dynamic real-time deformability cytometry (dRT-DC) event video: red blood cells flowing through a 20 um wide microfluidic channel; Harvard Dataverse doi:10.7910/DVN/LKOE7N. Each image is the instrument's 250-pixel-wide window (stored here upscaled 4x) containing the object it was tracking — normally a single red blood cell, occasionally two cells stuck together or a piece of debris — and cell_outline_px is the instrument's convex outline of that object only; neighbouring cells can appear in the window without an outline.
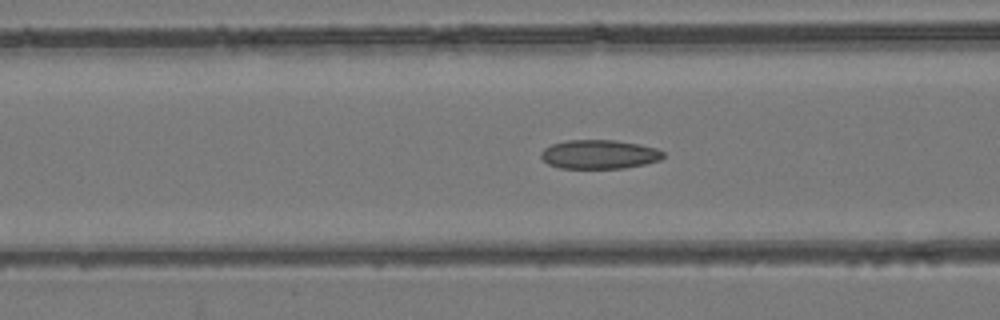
{"species": "common noctule bat (a hibernating species)", "species_latin": "Nyctalus noctula", "temperature_condition": "room temperature", "stored_images_in_passage": 54, "camera_frame_rate_fps": 3000, "um_per_image_px": 0.085, "animal": {"sex": "female", "body_mass_g": 24.6, "forearm_length_mm": 56.2}, "frame": {"image": 1, "passage_image": 22, "time_ms": 7.0, "image_size_px": [1000, 320], "cell_outline_px": [[664, 156], [660, 160], [644, 164], [624, 168], [560, 168], [548, 164], [540, 156], [540, 152], [544, 148], [552, 144], [568, 140], [612, 140], [640, 144], [656, 148], [664, 152]], "centroid_in_image_um": [50.93, 13.12], "position_along_channel_um": 115.7, "area_um2": 20.63}}
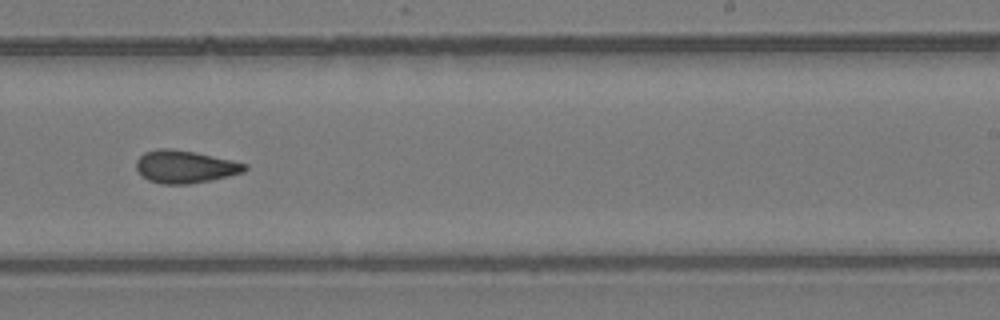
{"frame": {"image": 2, "passage_image": 34, "time_ms": 11.0, "image_size_px": [1000, 320], "cell_outline_px": [[248, 168], [244, 172], [212, 180], [188, 184], [160, 184], [148, 180], [140, 176], [136, 168], [136, 160], [144, 152], [160, 148], [168, 148], [192, 152], [248, 164]], "centroid_in_image_um": [15.68, 14.19], "position_along_channel_um": 273.3, "area_um2": 20.58}}
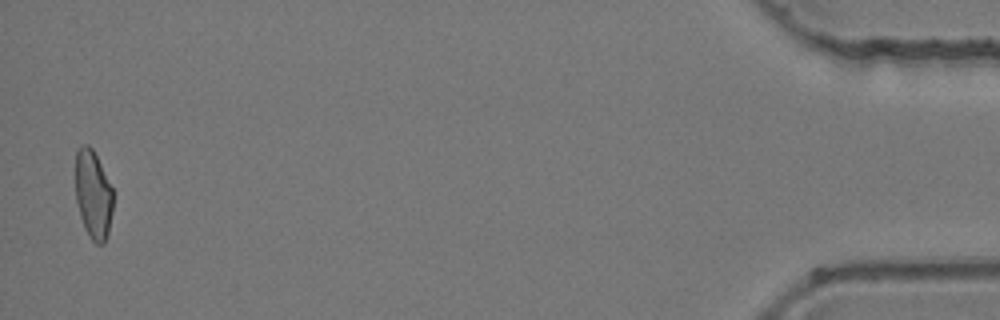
{"frame": {"image": 3, "passage_image": 53, "time_ms": 17.333, "image_size_px": [1000, 320], "cell_outline_px": [[112, 212], [108, 232], [104, 244], [96, 244], [88, 236], [84, 228], [80, 216], [76, 200], [76, 152], [84, 144], [88, 144], [92, 148], [112, 188]], "centroid_in_image_um": [7.91, 16.58], "position_along_channel_um": 427.3, "area_um2": 19.19}, "authors_computed_cell_mechanics": {"area_um2": 20.4901, "velocity_mm_per_s": 3.9482, "shape_relaxation_time_tau1_ms": null, "shape_relaxation_time_tau2_ms": 3.4611, "deformation_change_tau1": null, "deformation_change_tau2": 0.1133}}